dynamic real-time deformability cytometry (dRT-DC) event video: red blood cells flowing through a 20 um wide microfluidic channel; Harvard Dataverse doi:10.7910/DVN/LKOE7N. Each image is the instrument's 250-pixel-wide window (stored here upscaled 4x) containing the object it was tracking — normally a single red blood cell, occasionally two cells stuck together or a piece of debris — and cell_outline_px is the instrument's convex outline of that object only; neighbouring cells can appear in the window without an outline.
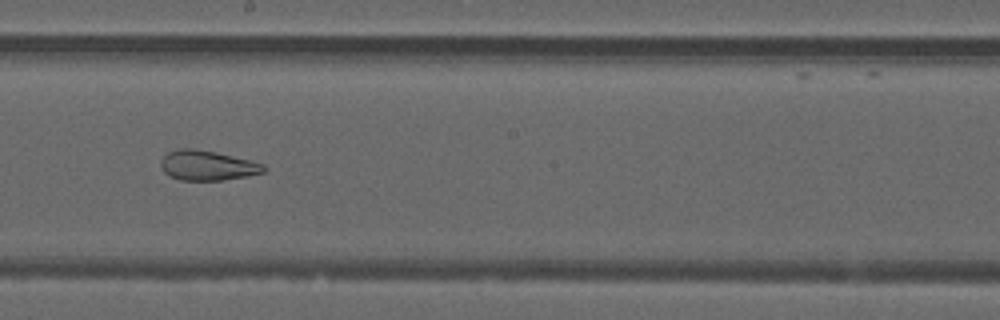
{"species": "common noctule bat (a hibernating species)", "species_latin": "Nyctalus noctula", "temperature_condition": "warm", "stored_images_in_passage": 51, "camera_frame_rate_fps": 3000, "um_per_image_px": 0.085, "animal": {"sex": "male", "forearm_length_mm": 52.5}, "frame": {"image": 1, "passage_image": 29, "time_ms": 9.333, "image_size_px": [1000, 320], "cell_outline_px": [[268, 168], [264, 172], [248, 176], [220, 180], [180, 180], [168, 176], [160, 168], [160, 160], [168, 152], [180, 148], [192, 148], [216, 152], [252, 160], [264, 164]], "centroid_in_image_um": [17.63, 14.06], "position_along_channel_um": 230.6, "area_um2": 18.15}}
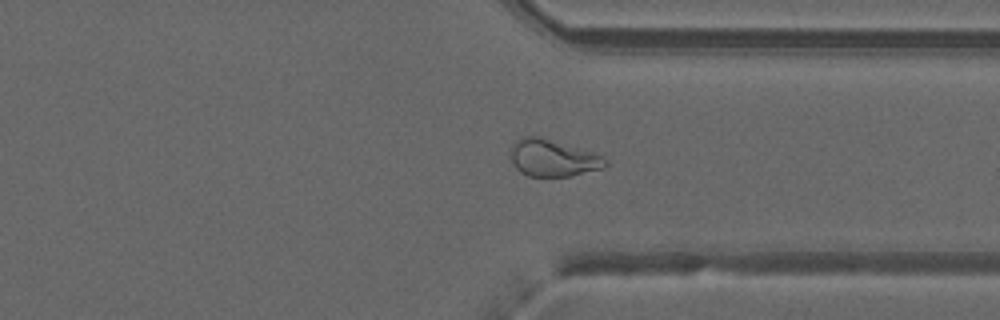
{"frame": {"image": 2, "passage_image": 39, "time_ms": 12.667, "image_size_px": [1000, 320], "cell_outline_px": [[608, 164], [604, 168], [572, 176], [528, 176], [520, 172], [516, 168], [512, 160], [508, 148], [520, 136], [540, 136], [596, 152], [608, 160]], "centroid_in_image_um": [47.0, 13.41], "position_along_channel_um": 364.4, "area_um2": 20.92}}
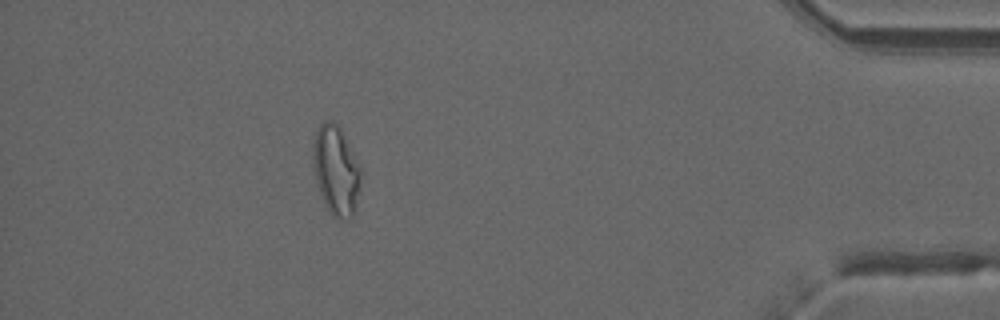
{"frame": {"image": 3, "passage_image": 46, "time_ms": 15.0, "image_size_px": [1000, 320], "cell_outline_px": [[360, 184], [352, 216], [348, 220], [340, 220], [332, 216], [320, 192], [316, 180], [312, 160], [312, 140], [316, 128], [324, 120], [332, 120], [340, 128], [360, 168]], "centroid_in_image_um": [28.52, 14.45], "position_along_channel_um": 406.7, "area_um2": 24.62}, "authors_computed_cell_mechanics": {"area_um2": 24.565, "velocity_mm_per_s": 4.0261, "shape_relaxation_time_tau1_ms": null, "shape_relaxation_time_tau2_ms": 1.3364, "deformation_change_tau1": null, "deformation_change_tau2": 0.0842}}